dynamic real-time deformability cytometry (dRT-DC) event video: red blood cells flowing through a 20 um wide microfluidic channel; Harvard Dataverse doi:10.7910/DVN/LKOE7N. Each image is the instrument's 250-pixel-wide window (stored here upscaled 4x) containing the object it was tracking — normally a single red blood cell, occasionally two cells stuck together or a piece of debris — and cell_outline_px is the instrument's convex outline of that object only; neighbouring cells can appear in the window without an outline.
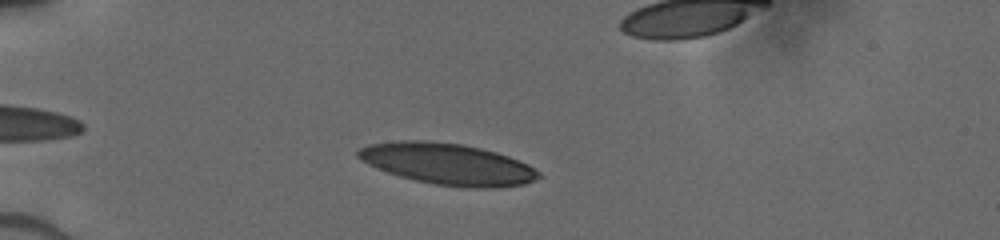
{"species": "human", "species_latin": "Homo sapiens", "temperature_condition": "cold", "stored_images_in_passage": 5, "segment_of_instrument_passage": [1, 2], "camera_frame_rate_fps": 3000, "um_per_image_px": 0.085, "donor": {"sex": "male"}, "frame": {"image": 1, "passage_image": 3, "time_ms": 1.667, "image_size_px": [1000, 240], "cell_outline_px": [[544, 176], [524, 184], [500, 188], [468, 188], [432, 184], [400, 176], [388, 172], [368, 164], [360, 160], [356, 156], [356, 152], [360, 148], [368, 144], [400, 140], [428, 140], [464, 144], [496, 152], [508, 156], [528, 164], [540, 172]], "centroid_in_image_um": [38.07, 13.94], "position_along_channel_um": 46.9, "area_um2": 43.87}}